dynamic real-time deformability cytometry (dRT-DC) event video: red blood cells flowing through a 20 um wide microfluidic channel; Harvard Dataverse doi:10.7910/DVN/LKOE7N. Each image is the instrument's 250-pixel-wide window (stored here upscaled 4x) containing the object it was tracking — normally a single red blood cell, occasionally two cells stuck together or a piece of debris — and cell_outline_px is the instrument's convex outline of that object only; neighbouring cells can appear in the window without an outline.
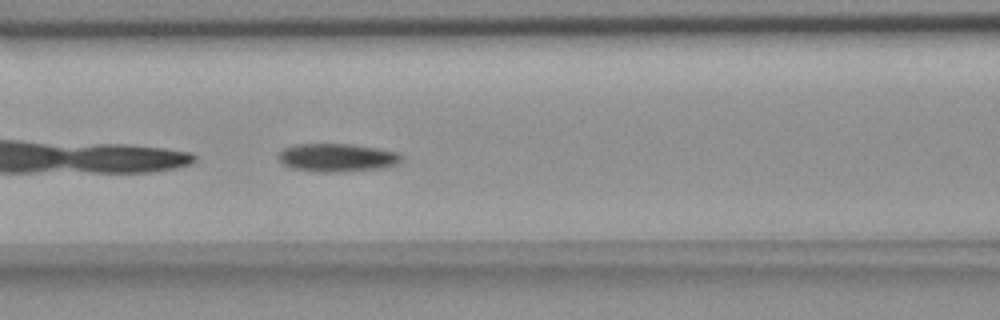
{"species": "common noctule bat (a hibernating species)", "species_latin": "Nyctalus noctula", "temperature_condition": "room temperature", "stored_images_in_passage": 29, "camera_frame_rate_fps": 3000, "um_per_image_px": 0.085, "animal": {"sex": "female", "body_mass_g": 18.4}, "frame": {"image": 1, "passage_image": 7, "time_ms": 2.0, "image_size_px": [1000, 320], "cell_outline_px": [[404, 156], [396, 164], [384, 168], [336, 172], [320, 172], [292, 168], [284, 164], [276, 156], [284, 148], [296, 144], [348, 144], [376, 148], [400, 152]], "centroid_in_image_um": [28.67, 13.39], "position_along_channel_um": 137.9, "area_um2": 20.17}}
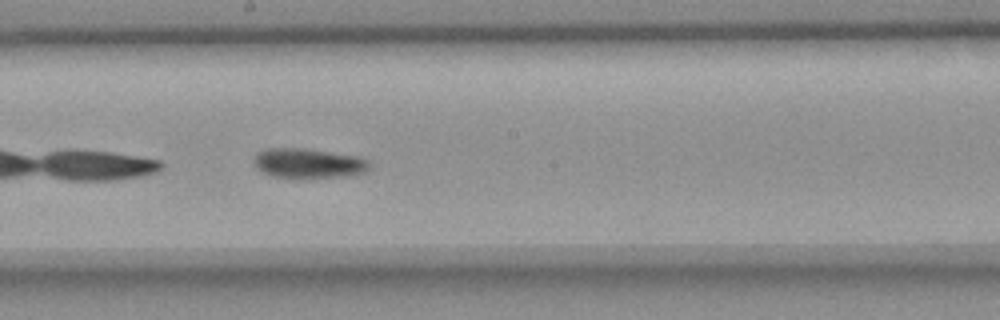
{"frame": {"image": 2, "passage_image": 14, "time_ms": 4.333, "image_size_px": [1000, 320], "cell_outline_px": [[372, 168], [368, 172], [352, 176], [292, 180], [272, 176], [264, 172], [256, 164], [256, 152], [268, 148], [304, 148], [360, 156], [368, 160], [372, 164]], "centroid_in_image_um": [26.34, 13.91], "position_along_channel_um": 221.9, "area_um2": 20.87}}
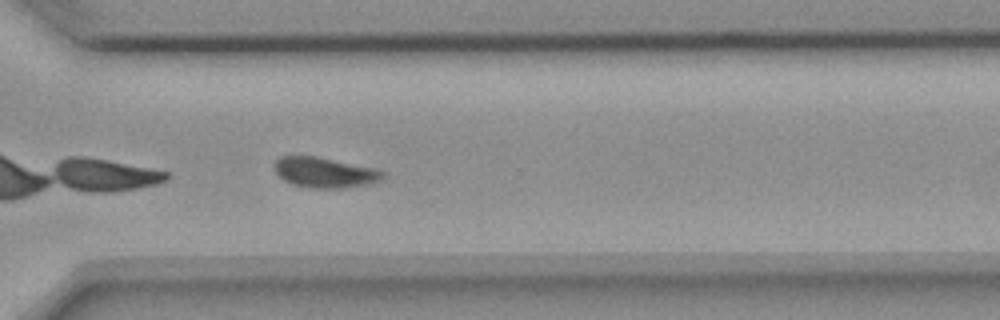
{"frame": {"image": 3, "passage_image": 24, "time_ms": 7.667, "image_size_px": [1000, 320], "cell_outline_px": [[384, 176], [380, 180], [372, 184], [344, 188], [308, 188], [292, 184], [284, 180], [276, 172], [276, 160], [280, 156], [316, 156], [380, 168], [384, 172]], "centroid_in_image_um": [27.68, 14.66], "position_along_channel_um": 342.9, "area_um2": 19.42}, "authors_computed_cell_mechanics": {"area_um2": 19.941, "velocity_mm_per_s": 3.6178, "shape_relaxation_time_tau1_ms": 8.6005, "shape_relaxation_time_tau2_ms": 4.7537, "deformation_change_tau1": 0.1422, "deformation_change_tau2": 0.0939}}